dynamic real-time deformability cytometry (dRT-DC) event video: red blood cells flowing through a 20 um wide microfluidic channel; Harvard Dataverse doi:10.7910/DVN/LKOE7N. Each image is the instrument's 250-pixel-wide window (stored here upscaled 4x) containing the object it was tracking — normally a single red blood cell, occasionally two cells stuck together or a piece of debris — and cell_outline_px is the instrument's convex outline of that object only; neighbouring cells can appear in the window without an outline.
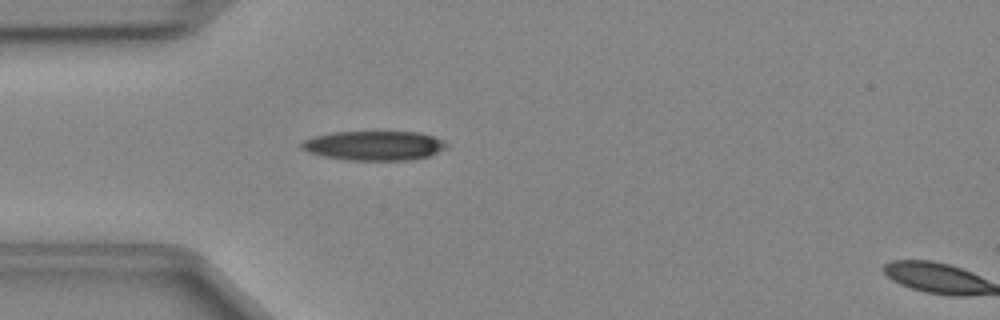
{"species": "Egyptian fruit bat (a non-hibernating species)", "species_latin": "Rousettus aegyptiacus", "temperature_condition": "cold", "stored_images_in_passage": 2, "camera_frame_rate_fps": 3000, "um_per_image_px": 0.085, "animal": {"sex": "female"}, "frame": {"image": 1, "passage_image": 1, "time_ms": 0.0, "image_size_px": [1000, 320], "cell_outline_px": [[448, 148], [428, 156], [408, 160], [348, 160], [324, 156], [308, 152], [300, 148], [300, 144], [304, 140], [312, 136], [332, 132], [420, 132], [444, 140], [448, 144]], "centroid_in_image_um": [31.8, 12.37], "position_along_channel_um": 53.2, "area_um2": 24.97}}